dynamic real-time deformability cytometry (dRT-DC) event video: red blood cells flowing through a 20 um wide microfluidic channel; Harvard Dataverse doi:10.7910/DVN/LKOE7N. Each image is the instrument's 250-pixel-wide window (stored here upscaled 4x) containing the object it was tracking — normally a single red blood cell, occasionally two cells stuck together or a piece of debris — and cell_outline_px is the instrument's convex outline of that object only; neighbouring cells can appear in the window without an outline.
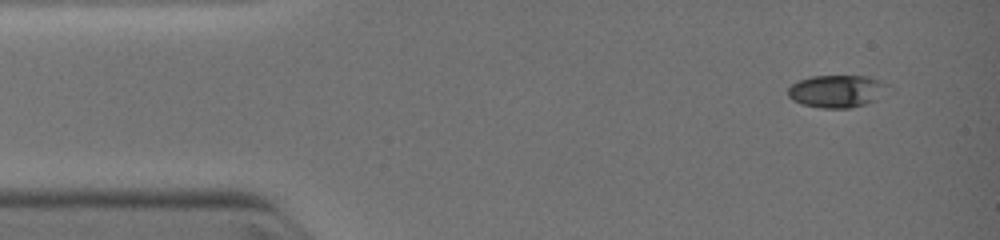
{"species": "common noctule bat (a hibernating species)", "species_latin": "Nyctalus noctula", "temperature_condition": "warm", "stored_images_in_passage": 5, "camera_frame_rate_fps": 3000, "um_per_image_px": 0.085, "animal": {"sex": "female", "body_mass_g": 19.0, "forearm_length_mm": 51.5}, "frame": {"image": 1, "passage_image": 1, "time_ms": 0.0, "image_size_px": [1000, 240], "cell_outline_px": [[892, 88], [876, 100], [868, 104], [848, 108], [820, 108], [800, 104], [792, 100], [788, 96], [788, 88], [792, 84], [800, 80], [812, 76], [868, 76], [880, 80], [888, 84]], "centroid_in_image_um": [71.18, 7.76], "position_along_channel_um": 13.8, "area_um2": 19.25}}
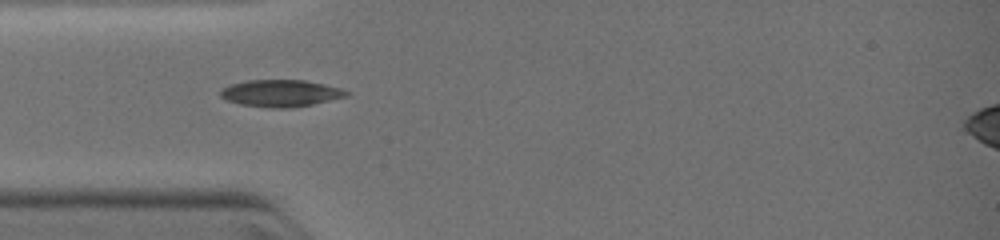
{"frame": {"image": 2, "passage_image": 4, "time_ms": 2.667, "image_size_px": [1000, 240], "cell_outline_px": [[348, 96], [312, 104], [288, 108], [276, 108], [240, 104], [228, 100], [220, 96], [220, 92], [224, 88], [232, 84], [248, 80], [304, 80], [324, 84], [340, 88], [348, 92]], "centroid_in_image_um": [23.87, 7.92], "position_along_channel_um": 61.1, "area_um2": 19.42}}